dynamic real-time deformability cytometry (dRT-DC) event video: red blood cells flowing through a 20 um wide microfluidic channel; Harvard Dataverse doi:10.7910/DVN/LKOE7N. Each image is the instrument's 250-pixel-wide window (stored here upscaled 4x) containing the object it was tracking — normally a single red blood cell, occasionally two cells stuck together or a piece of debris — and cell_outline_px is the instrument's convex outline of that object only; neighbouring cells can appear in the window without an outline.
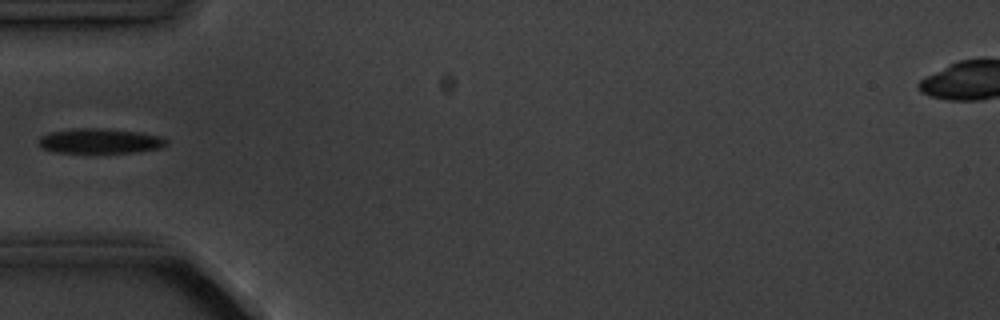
{"species": "common noctule bat (a hibernating species)", "species_latin": "Nyctalus noctula", "temperature_condition": "cold", "stored_images_in_passage": 5, "camera_frame_rate_fps": 3000, "um_per_image_px": 0.085, "animal": {"sex": "male", "body_mass_g": 20.1, "forearm_length_mm": 53.5}, "frame": {"image": 1, "passage_image": 5, "time_ms": 4.667, "image_size_px": [1000, 320], "cell_outline_px": [[168, 144], [160, 148], [132, 152], [56, 152], [44, 148], [36, 140], [40, 136], [48, 132], [72, 128], [108, 128], [140, 132], [160, 136], [168, 140]], "centroid_in_image_um": [8.49, 11.96], "position_along_channel_um": 76.5, "area_um2": 18.61}}